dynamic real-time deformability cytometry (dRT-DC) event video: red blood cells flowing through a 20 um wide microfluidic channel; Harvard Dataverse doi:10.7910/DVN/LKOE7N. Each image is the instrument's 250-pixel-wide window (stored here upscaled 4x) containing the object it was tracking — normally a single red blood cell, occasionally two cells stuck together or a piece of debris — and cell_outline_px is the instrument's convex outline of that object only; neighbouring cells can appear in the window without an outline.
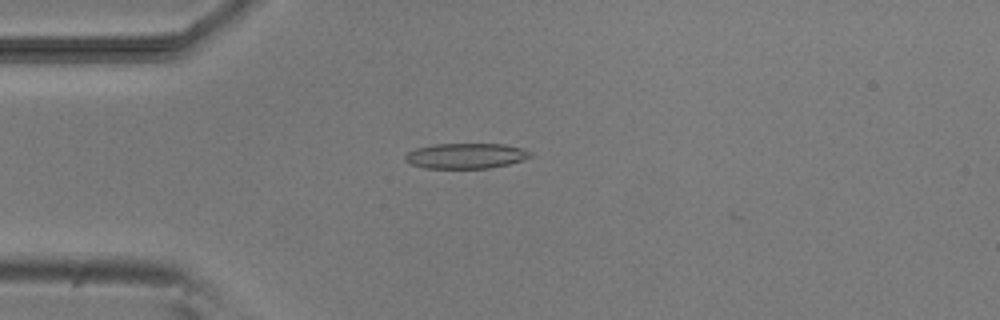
{"species": "common noctule bat (a hibernating species)", "species_latin": "Nyctalus noctula", "temperature_condition": "room temperature", "stored_images_in_passage": 13, "camera_frame_rate_fps": 3000, "um_per_image_px": 0.085, "animal": {"sex": "male", "body_mass_g": 20.5, "forearm_length_mm": 52.5}, "frame": {"image": 1, "passage_image": 12, "time_ms": 3.667, "image_size_px": [1000, 320], "cell_outline_px": [[532, 156], [524, 160], [508, 164], [488, 168], [424, 168], [412, 164], [404, 160], [404, 156], [408, 152], [416, 148], [436, 144], [504, 144], [524, 148], [532, 152]], "centroid_in_image_um": [39.63, 13.24], "position_along_channel_um": 45.4, "area_um2": 18.55}}